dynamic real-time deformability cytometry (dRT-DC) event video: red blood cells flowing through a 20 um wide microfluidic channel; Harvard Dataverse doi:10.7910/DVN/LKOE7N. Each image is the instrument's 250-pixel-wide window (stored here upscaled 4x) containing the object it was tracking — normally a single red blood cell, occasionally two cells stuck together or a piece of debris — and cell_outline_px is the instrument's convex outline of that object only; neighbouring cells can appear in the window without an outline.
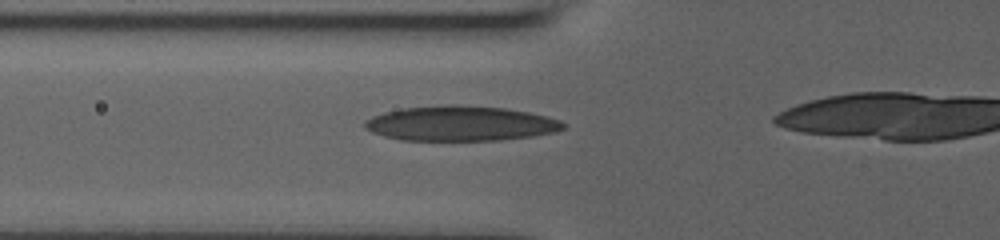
{"species": "human", "species_latin": "Homo sapiens", "temperature_condition": "room temperature", "stored_images_in_passage": 25, "camera_frame_rate_fps": 3000, "um_per_image_px": 0.085, "donor": {"sex": "male"}, "frame": {"image": 1, "passage_image": 17, "time_ms": 5.333, "image_size_px": [1000, 240], "cell_outline_px": [[568, 124], [564, 128], [552, 132], [532, 136], [500, 140], [400, 140], [384, 136], [372, 132], [364, 128], [364, 120], [372, 116], [384, 112], [400, 108], [448, 104], [460, 104], [504, 108], [528, 112], [560, 120]], "centroid_in_image_um": [39.1, 10.48], "position_along_channel_um": 86.7, "area_um2": 40.58}}
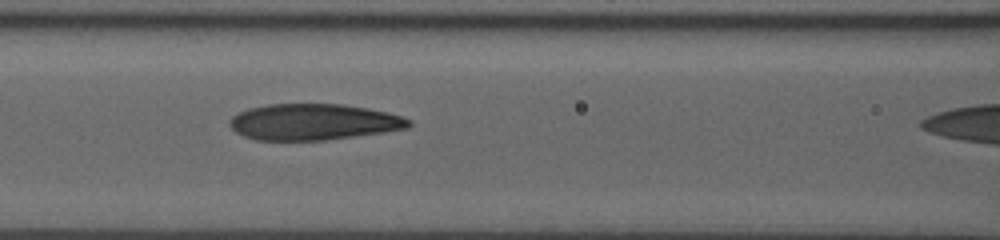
{"frame": {"image": 2, "passage_image": 21, "time_ms": 6.667, "image_size_px": [1000, 240], "cell_outline_px": [[412, 124], [408, 128], [384, 132], [324, 140], [256, 140], [244, 136], [236, 132], [228, 124], [228, 120], [232, 116], [248, 108], [268, 104], [344, 104], [368, 108], [388, 112], [412, 120]], "centroid_in_image_um": [26.64, 10.36], "position_along_channel_um": 140.0, "area_um2": 37.86}}
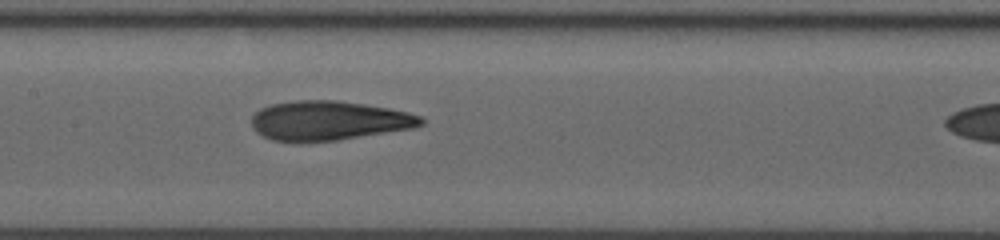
{"frame": {"image": 3, "passage_image": 24, "time_ms": 7.667, "image_size_px": [1000, 240], "cell_outline_px": [[424, 124], [416, 128], [336, 140], [300, 144], [296, 144], [272, 140], [256, 132], [252, 128], [252, 116], [260, 108], [272, 104], [296, 100], [336, 100], [364, 104], [388, 108], [408, 112], [420, 116], [424, 120]], "centroid_in_image_um": [27.92, 10.28], "position_along_channel_um": 179.5, "area_um2": 39.48}}